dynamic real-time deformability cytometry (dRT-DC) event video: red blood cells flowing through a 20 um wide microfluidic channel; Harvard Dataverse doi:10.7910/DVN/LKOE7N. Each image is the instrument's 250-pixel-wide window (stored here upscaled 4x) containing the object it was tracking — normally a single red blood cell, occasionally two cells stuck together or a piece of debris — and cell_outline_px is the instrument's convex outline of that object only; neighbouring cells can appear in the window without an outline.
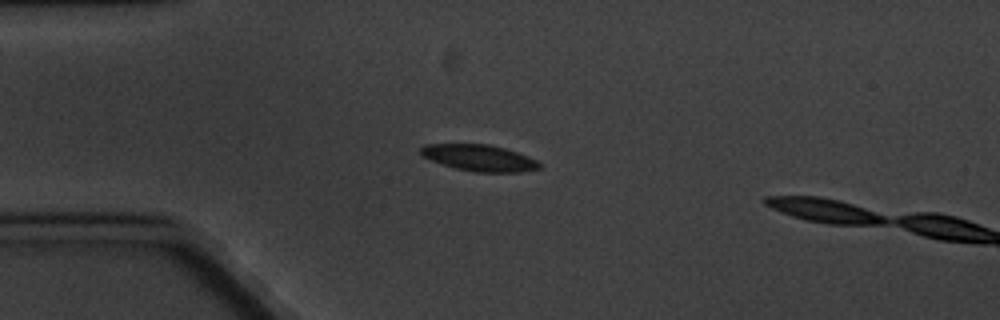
{"species": "common noctule bat (a hibernating species)", "species_latin": "Nyctalus noctula", "temperature_condition": "cold", "stored_images_in_passage": 5, "camera_frame_rate_fps": 3000, "um_per_image_px": 0.085, "animal": {"sex": "male", "body_mass_g": 20.1, "forearm_length_mm": 53.5}, "frame": {"image": 1, "passage_image": 4, "time_ms": 4.333, "image_size_px": [1000, 320], "cell_outline_px": [[540, 168], [520, 172], [476, 172], [456, 168], [440, 164], [420, 156], [420, 148], [424, 144], [488, 144], [504, 148], [528, 156], [536, 160], [540, 164]], "centroid_in_image_um": [40.68, 13.42], "position_along_channel_um": 44.3, "area_um2": 18.26}}